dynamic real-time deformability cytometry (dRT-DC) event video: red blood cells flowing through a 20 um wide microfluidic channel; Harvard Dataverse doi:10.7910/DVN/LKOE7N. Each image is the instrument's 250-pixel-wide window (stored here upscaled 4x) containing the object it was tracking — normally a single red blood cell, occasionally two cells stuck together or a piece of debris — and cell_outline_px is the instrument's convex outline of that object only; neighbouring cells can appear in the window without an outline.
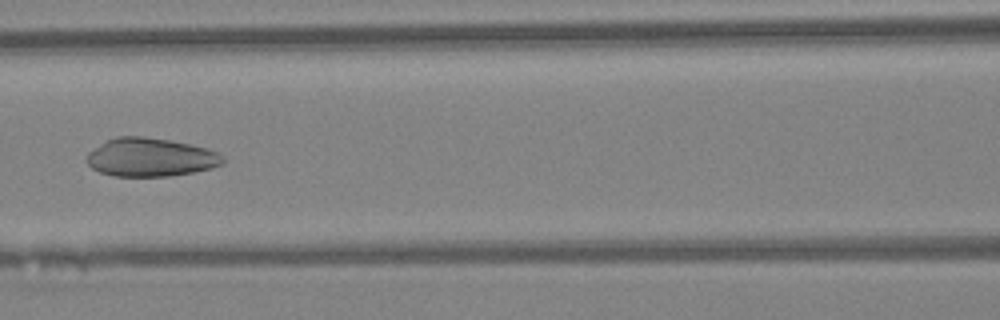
{"species": "Egyptian fruit bat (a non-hibernating species)", "species_latin": "Rousettus aegyptiacus", "temperature_condition": "warm", "stored_images_in_passage": 34, "camera_frame_rate_fps": 3000, "um_per_image_px": 0.085, "animal": {"sex": "female"}, "frame": {"image": 1, "passage_image": 11, "time_ms": 3.333, "image_size_px": [1000, 320], "cell_outline_px": [[224, 164], [212, 168], [192, 172], [168, 176], [112, 176], [100, 172], [92, 168], [88, 164], [88, 152], [108, 140], [116, 136], [144, 136], [168, 140], [208, 148], [220, 152], [224, 156]], "centroid_in_image_um": [12.84, 13.37], "position_along_channel_um": 153.8, "area_um2": 30.46}}
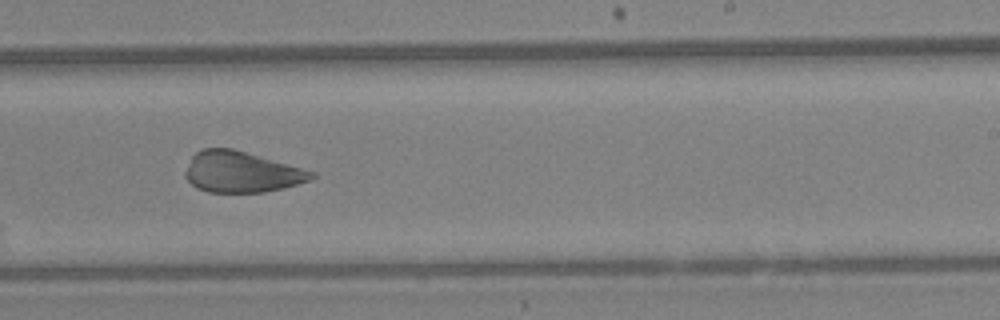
{"frame": {"image": 2, "passage_image": 19, "time_ms": 6.0, "image_size_px": [1000, 320], "cell_outline_px": [[316, 176], [312, 180], [284, 188], [264, 192], [208, 192], [196, 188], [184, 176], [184, 172], [192, 156], [200, 148], [232, 148], [316, 172]], "centroid_in_image_um": [20.52, 14.62], "position_along_channel_um": 268.5, "area_um2": 30.17}}
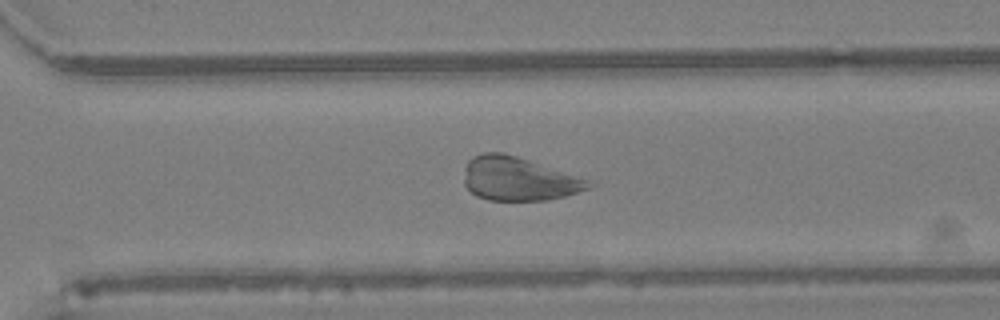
{"frame": {"image": 3, "passage_image": 23, "time_ms": 7.333, "image_size_px": [1000, 320], "cell_outline_px": [[596, 184], [592, 188], [564, 196], [548, 200], [488, 200], [476, 196], [464, 184], [464, 168], [468, 160], [472, 156], [484, 152], [504, 152], [588, 180]], "centroid_in_image_um": [44.05, 15.2], "position_along_channel_um": 326.6, "area_um2": 31.56}}